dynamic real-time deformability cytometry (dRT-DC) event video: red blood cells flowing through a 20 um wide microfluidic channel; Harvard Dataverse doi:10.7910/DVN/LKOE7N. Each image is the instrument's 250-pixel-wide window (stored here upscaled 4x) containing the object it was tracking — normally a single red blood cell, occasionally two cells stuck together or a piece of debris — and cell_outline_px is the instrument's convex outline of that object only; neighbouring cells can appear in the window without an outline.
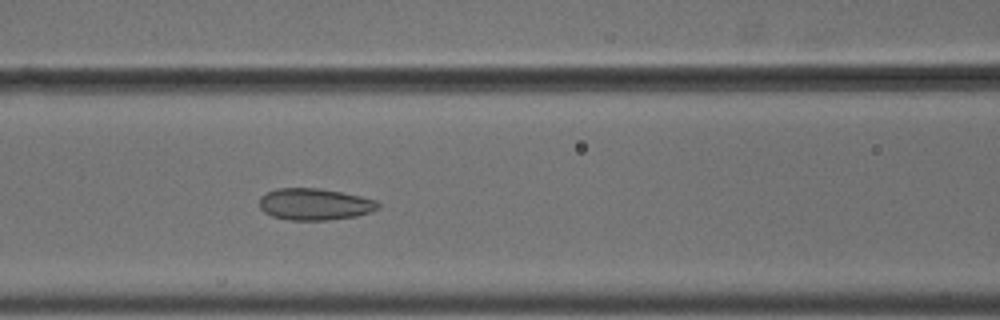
{"species": "common noctule bat (a hibernating species)", "species_latin": "Nyctalus noctula", "temperature_condition": "cold", "stored_images_in_passage": 6, "camera_frame_rate_fps": 3000, "um_per_image_px": 0.085, "animal": {"sex": "male", "body_mass_g": 18.8}, "frame": {"image": 1, "passage_image": 6, "time_ms": 1.667, "image_size_px": [1000, 320], "cell_outline_px": [[380, 208], [356, 216], [328, 220], [292, 220], [272, 216], [264, 212], [260, 208], [260, 196], [276, 188], [320, 188], [360, 196], [376, 200], [380, 204]], "centroid_in_image_um": [26.74, 17.35], "position_along_channel_um": 139.9, "area_um2": 21.85}}